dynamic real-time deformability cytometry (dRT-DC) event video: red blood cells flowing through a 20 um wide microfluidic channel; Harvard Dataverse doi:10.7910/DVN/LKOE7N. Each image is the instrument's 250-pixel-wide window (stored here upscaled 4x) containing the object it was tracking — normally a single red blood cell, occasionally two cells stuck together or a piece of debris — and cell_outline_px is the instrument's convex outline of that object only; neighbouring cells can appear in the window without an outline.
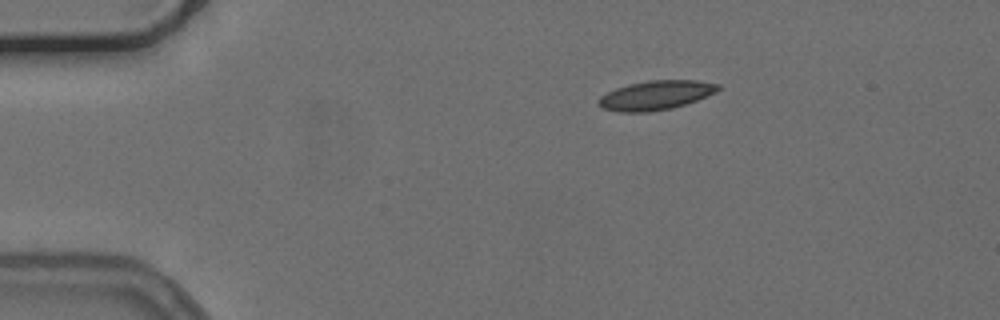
{"species": "common noctule bat (a hibernating species)", "species_latin": "Nyctalus noctula", "temperature_condition": "cold", "stored_images_in_passage": 33, "camera_frame_rate_fps": 3000, "um_per_image_px": 0.085, "animal": {"sex": "female", "body_mass_g": 24.6, "forearm_length_mm": 56.2}, "frame": {"image": 1, "passage_image": 1, "time_ms": 0.0, "image_size_px": [1000, 320], "cell_outline_px": [[720, 88], [716, 92], [696, 100], [672, 108], [648, 112], [620, 112], [604, 108], [596, 104], [596, 100], [600, 96], [616, 88], [628, 84], [648, 80], [696, 80], [720, 84]], "centroid_in_image_um": [55.71, 8.09], "position_along_channel_um": 29.3, "area_um2": 20.35}}
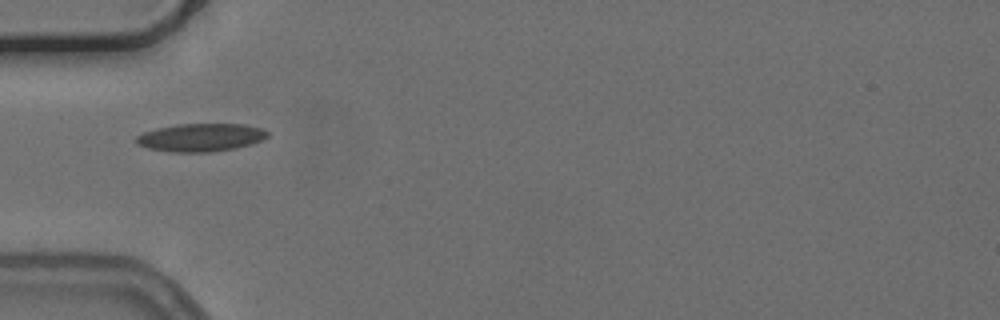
{"frame": {"image": 2, "passage_image": 9, "time_ms": 2.667, "image_size_px": [1000, 320], "cell_outline_px": [[268, 136], [252, 144], [236, 148], [212, 152], [172, 152], [148, 148], [136, 144], [136, 136], [144, 132], [156, 128], [176, 124], [244, 124], [260, 128], [268, 132]], "centroid_in_image_um": [17.04, 11.68], "position_along_channel_um": 68.0, "area_um2": 21.44}}
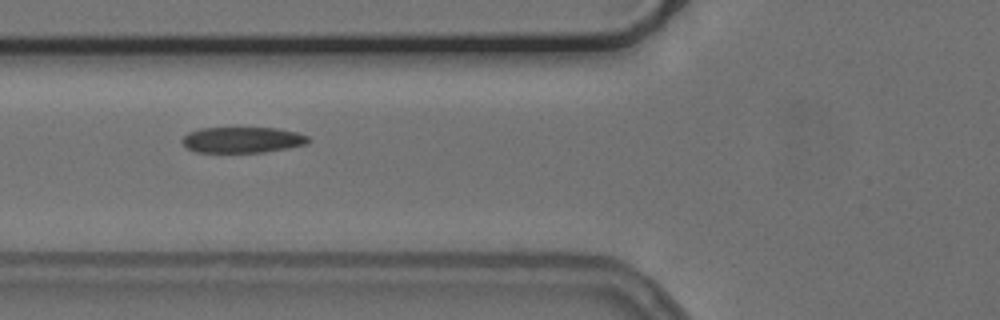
{"frame": {"image": 3, "passage_image": 12, "time_ms": 3.667, "image_size_px": [1000, 320], "cell_outline_px": [[312, 140], [308, 144], [288, 148], [264, 152], [196, 152], [184, 148], [180, 140], [188, 132], [200, 128], [276, 128], [296, 132], [308, 136]], "centroid_in_image_um": [20.58, 11.89], "position_along_channel_um": 105.2, "area_um2": 19.25}, "authors_computed_cell_mechanics": {"area_um2": 20.1144, "velocity_mm_per_s": 3.7409, "shape_relaxation_time_tau1_ms": 2.4729, "shape_relaxation_time_tau2_ms": 1.9741, "deformation_change_tau1": 0.1094, "deformation_change_tau2": 0.0872}}